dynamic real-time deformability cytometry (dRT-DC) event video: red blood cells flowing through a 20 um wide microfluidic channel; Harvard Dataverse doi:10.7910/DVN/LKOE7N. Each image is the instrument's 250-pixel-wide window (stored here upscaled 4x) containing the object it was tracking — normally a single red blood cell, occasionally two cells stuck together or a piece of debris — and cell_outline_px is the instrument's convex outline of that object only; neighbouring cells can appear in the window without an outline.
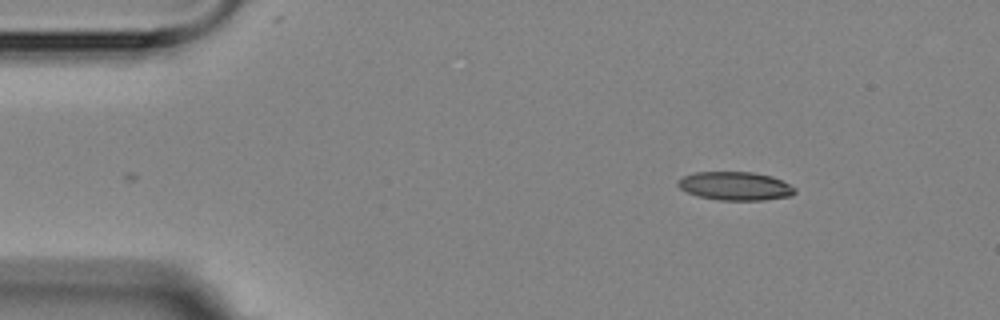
{"species": "Egyptian fruit bat (a non-hibernating species)", "species_latin": "Rousettus aegyptiacus", "temperature_condition": "room temperature", "stored_images_in_passage": 2, "camera_frame_rate_fps": 3000, "um_per_image_px": 0.085, "animal": {"sex": "female"}, "frame": {"image": 1, "passage_image": 2, "time_ms": 1.0, "image_size_px": [1000, 320], "cell_outline_px": [[796, 192], [792, 196], [764, 200], [720, 200], [696, 196], [680, 188], [676, 184], [676, 180], [684, 176], [696, 172], [752, 172], [772, 176], [796, 188]], "centroid_in_image_um": [62.49, 15.81], "position_along_channel_um": 22.5, "area_um2": 19.48}}